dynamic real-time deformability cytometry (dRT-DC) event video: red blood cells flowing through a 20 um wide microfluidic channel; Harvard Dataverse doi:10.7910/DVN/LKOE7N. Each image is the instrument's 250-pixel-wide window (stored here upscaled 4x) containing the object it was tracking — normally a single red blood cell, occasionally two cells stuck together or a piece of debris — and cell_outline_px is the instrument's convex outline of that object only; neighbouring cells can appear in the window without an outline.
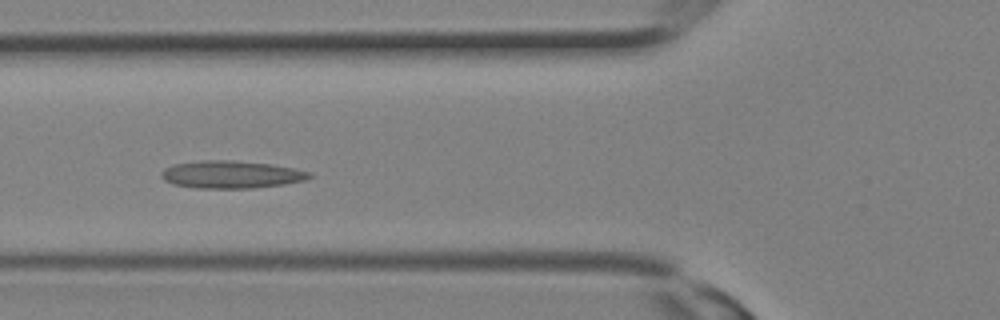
{"species": "Egyptian fruit bat (a non-hibernating species)", "species_latin": "Rousettus aegyptiacus", "temperature_condition": "room temperature", "stored_images_in_passage": 14, "camera_frame_rate_fps": 3000, "um_per_image_px": 0.085, "animal": {"sex": "female"}, "frame": {"image": 1, "passage_image": 5, "time_ms": 1.333, "image_size_px": [1000, 320], "cell_outline_px": [[312, 176], [304, 180], [284, 184], [252, 188], [192, 188], [172, 184], [164, 180], [160, 176], [160, 172], [164, 168], [172, 164], [200, 160], [236, 160], [272, 164], [296, 168], [312, 172]], "centroid_in_image_um": [19.62, 14.82], "position_along_channel_um": 106.2, "area_um2": 24.16}}
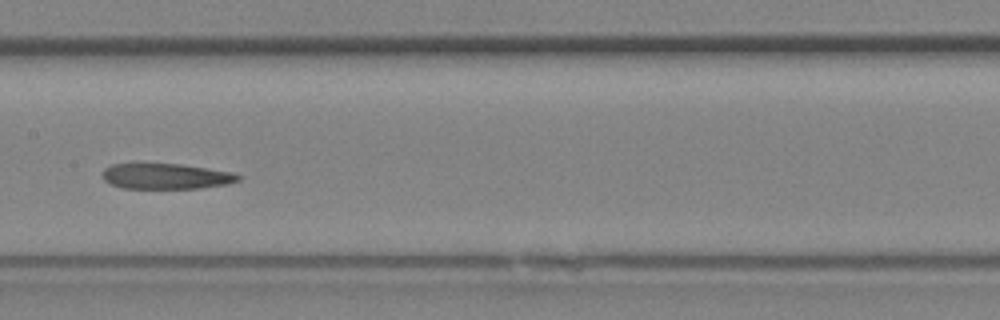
{"frame": {"image": 2, "passage_image": 9, "time_ms": 2.667, "image_size_px": [1000, 320], "cell_outline_px": [[244, 176], [240, 180], [228, 184], [200, 188], [124, 188], [112, 184], [104, 180], [100, 172], [104, 168], [112, 164], [132, 160], [180, 164], [232, 172]], "centroid_in_image_um": [14.03, 14.93], "position_along_channel_um": 193.4, "area_um2": 21.21}}
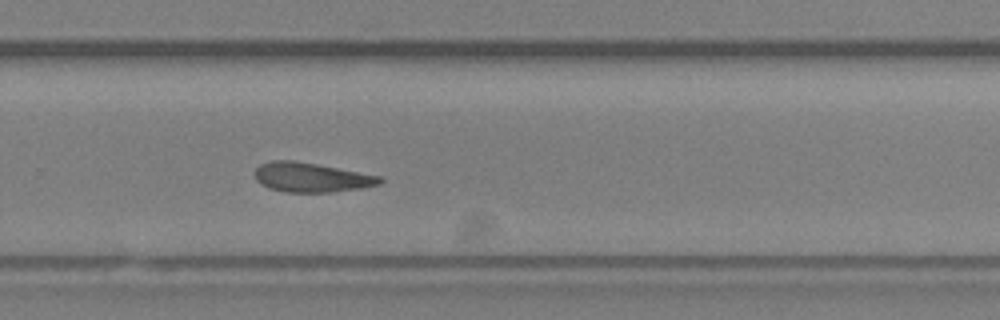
{"frame": {"image": 3, "passage_image": 14, "time_ms": 4.333, "image_size_px": [1000, 320], "cell_outline_px": [[384, 180], [380, 184], [360, 188], [332, 192], [284, 192], [268, 188], [260, 184], [256, 180], [252, 172], [260, 164], [272, 160], [292, 160], [316, 164], [384, 176]], "centroid_in_image_um": [26.44, 15.07], "position_along_channel_um": 303.4, "area_um2": 21.73}}